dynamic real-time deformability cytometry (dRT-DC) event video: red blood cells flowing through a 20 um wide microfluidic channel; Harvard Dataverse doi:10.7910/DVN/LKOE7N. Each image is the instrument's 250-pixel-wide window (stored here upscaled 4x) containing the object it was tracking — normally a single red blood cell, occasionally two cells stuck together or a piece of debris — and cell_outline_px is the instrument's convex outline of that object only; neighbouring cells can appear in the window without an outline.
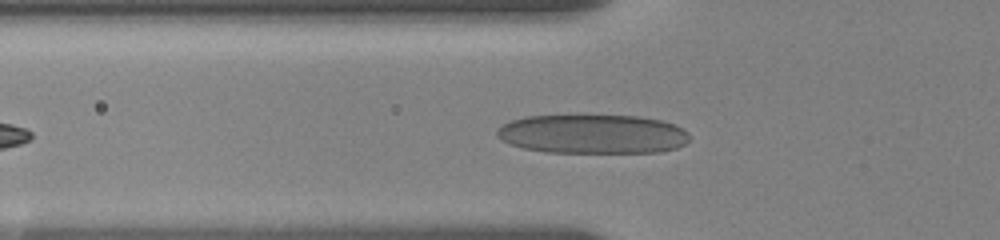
{"species": "human", "species_latin": "Homo sapiens", "temperature_condition": "room temperature", "stored_images_in_passage": 27, "camera_frame_rate_fps": 3000, "um_per_image_px": 0.085, "donor": {"sex": "female"}, "frame": {"image": 1, "passage_image": 8, "time_ms": 6.0, "image_size_px": [1000, 240], "cell_outline_px": [[688, 140], [684, 144], [676, 148], [660, 152], [548, 152], [524, 148], [500, 140], [496, 136], [496, 132], [508, 120], [524, 116], [636, 116], [660, 120], [684, 128], [688, 132]], "centroid_in_image_um": [50.36, 11.39], "position_along_channel_um": 75.4, "area_um2": 43.7}}
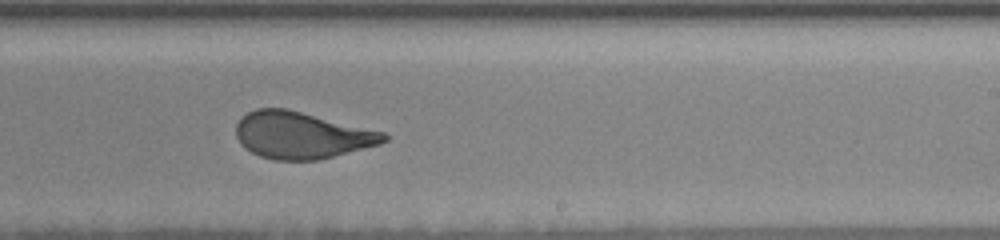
{"frame": {"image": 2, "passage_image": 17, "time_ms": 11.333, "image_size_px": [1000, 240], "cell_outline_px": [[388, 140], [380, 144], [320, 160], [272, 160], [260, 156], [244, 148], [240, 144], [236, 136], [236, 124], [248, 112], [256, 108], [288, 108], [384, 132], [388, 136]], "centroid_in_image_um": [25.63, 11.49], "position_along_channel_um": 263.4, "area_um2": 40.46}}
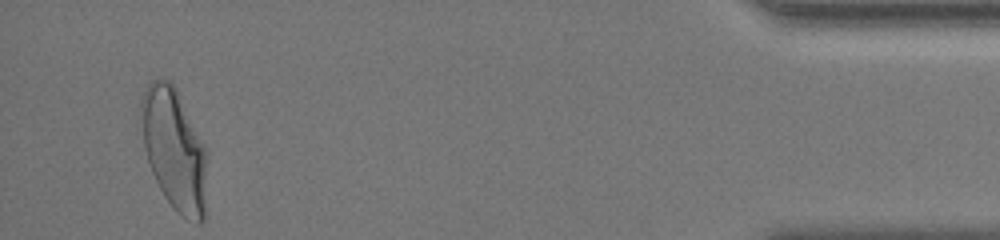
{"frame": {"image": 3, "passage_image": 27, "time_ms": 17.667, "image_size_px": [1000, 240], "cell_outline_px": [[208, 156], [204, 220], [200, 224], [196, 224], [180, 216], [172, 208], [164, 196], [152, 172], [144, 148], [140, 108], [140, 100], [148, 84], [152, 80], [168, 80], [176, 88], [208, 152]], "centroid_in_image_um": [14.84, 12.75], "position_along_channel_um": 420.4, "area_um2": 47.05}, "authors_computed_cell_mechanics": {"area_um2": 40.9224, "velocity_mm_per_s": 3.5042, "shape_relaxation_time_tau1_ms": 5.8392, "shape_relaxation_time_tau2_ms": null, "deformation_change_tau1": 0.1795, "deformation_change_tau2": null}}